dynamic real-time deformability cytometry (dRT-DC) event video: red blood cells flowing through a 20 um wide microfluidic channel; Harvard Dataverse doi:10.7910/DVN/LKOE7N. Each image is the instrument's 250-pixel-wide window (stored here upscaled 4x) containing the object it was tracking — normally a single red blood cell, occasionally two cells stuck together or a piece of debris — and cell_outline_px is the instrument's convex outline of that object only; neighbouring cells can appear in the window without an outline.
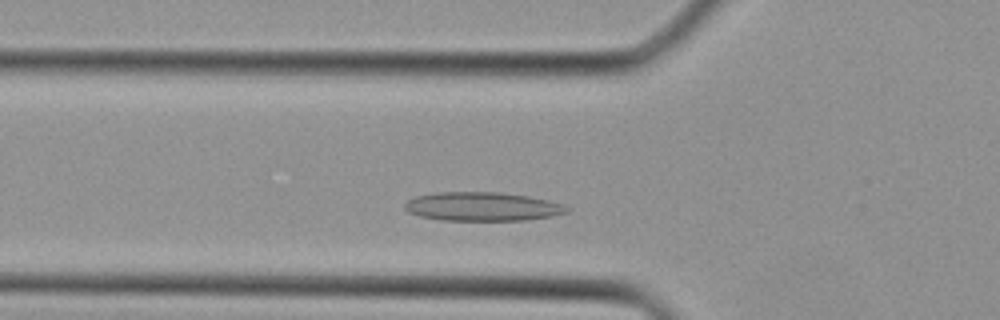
{"species": "Egyptian fruit bat (a non-hibernating species)", "species_latin": "Rousettus aegyptiacus", "temperature_condition": "cold", "stored_images_in_passage": 29, "camera_frame_rate_fps": 3000, "um_per_image_px": 0.085, "animal": {"sex": "female"}, "frame": {"image": 1, "passage_image": 2, "time_ms": 0.333, "image_size_px": [1000, 320], "cell_outline_px": [[568, 212], [552, 216], [524, 220], [440, 220], [420, 216], [408, 212], [404, 208], [404, 204], [408, 200], [416, 196], [436, 192], [500, 192], [528, 196], [548, 200], [560, 204], [568, 208]], "centroid_in_image_um": [40.96, 17.55], "position_along_channel_um": 84.8, "area_um2": 27.11}}
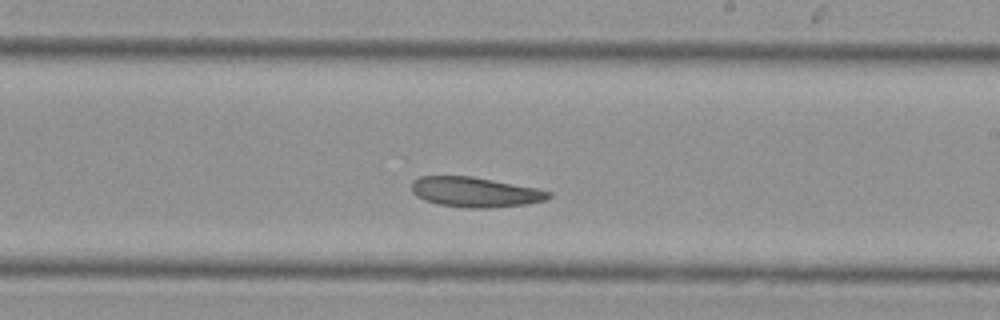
{"frame": {"image": 2, "passage_image": 12, "time_ms": 3.667, "image_size_px": [1000, 320], "cell_outline_px": [[552, 196], [544, 200], [524, 204], [488, 208], [468, 208], [440, 204], [424, 200], [416, 196], [412, 192], [412, 180], [420, 176], [472, 176], [536, 188], [552, 192]], "centroid_in_image_um": [40.36, 16.32], "position_along_channel_um": 248.6, "area_um2": 23.81}}
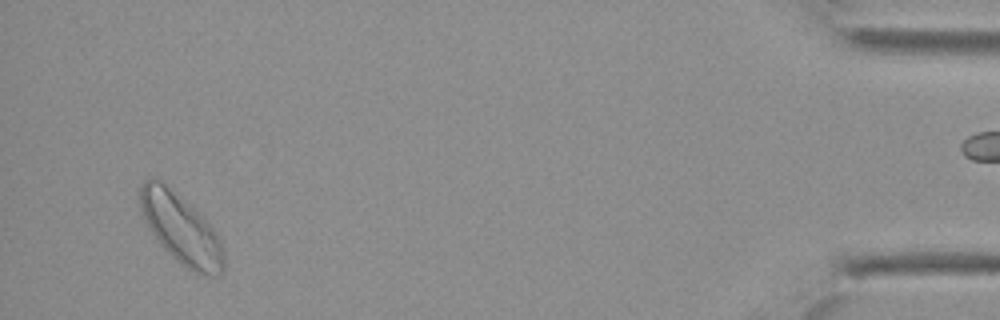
{"frame": {"image": 3, "passage_image": 27, "time_ms": 8.667, "image_size_px": [1000, 320], "cell_outline_px": [[224, 268], [220, 276], [208, 276], [192, 272], [180, 264], [160, 244], [148, 228], [140, 208], [140, 184], [144, 180], [152, 176], [160, 180], [200, 212], [216, 232], [224, 248]], "centroid_in_image_um": [15.4, 19.47], "position_along_channel_um": 419.8, "area_um2": 34.45}}